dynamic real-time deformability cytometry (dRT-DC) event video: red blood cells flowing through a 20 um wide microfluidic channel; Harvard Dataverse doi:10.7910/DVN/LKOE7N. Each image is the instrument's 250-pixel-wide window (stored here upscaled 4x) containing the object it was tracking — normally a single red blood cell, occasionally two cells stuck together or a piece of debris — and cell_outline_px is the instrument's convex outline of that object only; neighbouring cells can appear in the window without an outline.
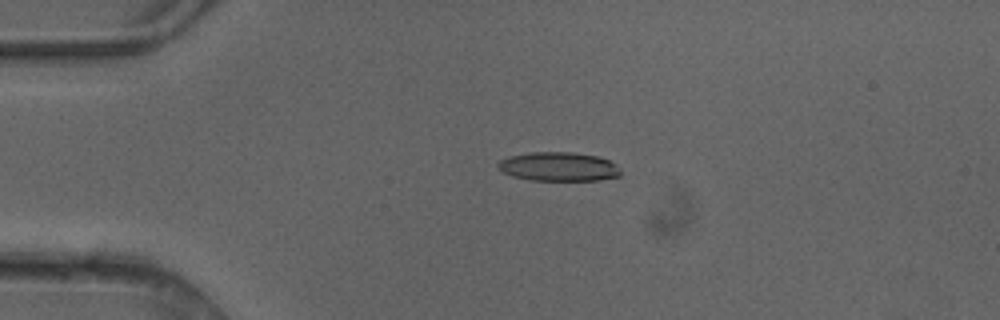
{"species": "common noctule bat (a hibernating species)", "species_latin": "Nyctalus noctula", "temperature_condition": "cold", "stored_images_in_passage": 5, "camera_frame_rate_fps": 3000, "um_per_image_px": 0.085, "animal": {"sex": "female"}, "frame": {"image": 1, "passage_image": 3, "time_ms": 0.667, "image_size_px": [1000, 320], "cell_outline_px": [[620, 176], [600, 180], [532, 180], [512, 176], [496, 168], [496, 164], [500, 160], [508, 156], [528, 152], [572, 152], [600, 156], [616, 164], [620, 168]], "centroid_in_image_um": [47.47, 14.15], "position_along_channel_um": 37.5, "area_um2": 20.92}}
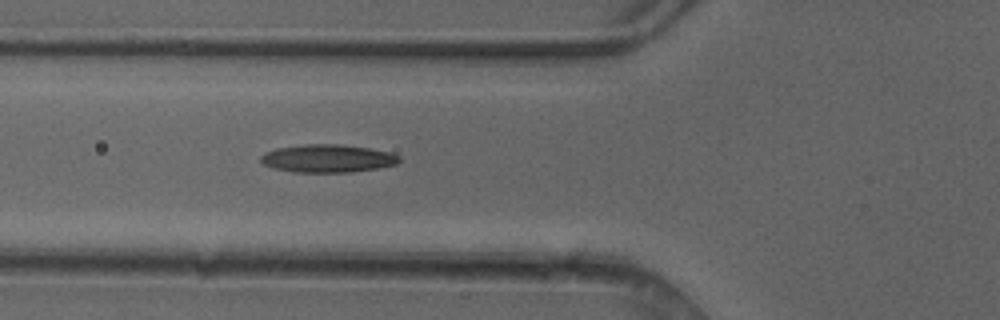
{"frame": {"image": 2, "passage_image": 5, "time_ms": 1.333, "image_size_px": [1000, 320], "cell_outline_px": [[400, 160], [396, 164], [376, 168], [352, 172], [296, 172], [272, 168], [264, 164], [260, 160], [260, 156], [264, 152], [276, 148], [304, 144], [340, 144], [368, 148], [388, 152], [400, 156]], "centroid_in_image_um": [27.81, 13.46], "position_along_channel_um": 98.0, "area_um2": 22.48}}